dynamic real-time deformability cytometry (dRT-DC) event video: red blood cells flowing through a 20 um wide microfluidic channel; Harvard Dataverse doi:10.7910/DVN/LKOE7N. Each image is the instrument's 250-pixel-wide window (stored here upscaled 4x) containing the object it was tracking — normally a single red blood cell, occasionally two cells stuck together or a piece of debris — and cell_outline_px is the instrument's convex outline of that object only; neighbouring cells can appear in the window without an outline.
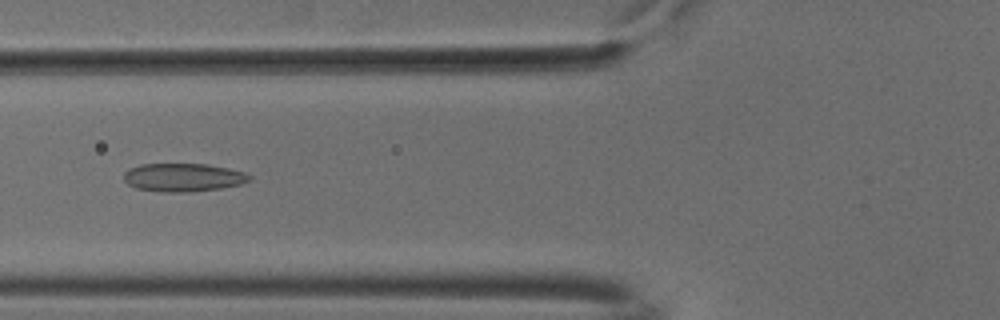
{"species": "common noctule bat (a hibernating species)", "species_latin": "Nyctalus noctula", "temperature_condition": "cold", "stored_images_in_passage": 53, "camera_frame_rate_fps": 3000, "um_per_image_px": 0.085, "animal": {"sex": "male", "body_mass_g": 18.8}, "frame": {"image": 1, "passage_image": 20, "time_ms": 6.333, "image_size_px": [1000, 320], "cell_outline_px": [[252, 180], [240, 184], [220, 188], [188, 192], [164, 192], [136, 188], [128, 184], [124, 180], [124, 172], [128, 168], [140, 164], [208, 164], [228, 168], [244, 172], [252, 176]], "centroid_in_image_um": [15.57, 15.07], "position_along_channel_um": 110.2, "area_um2": 20.75}}
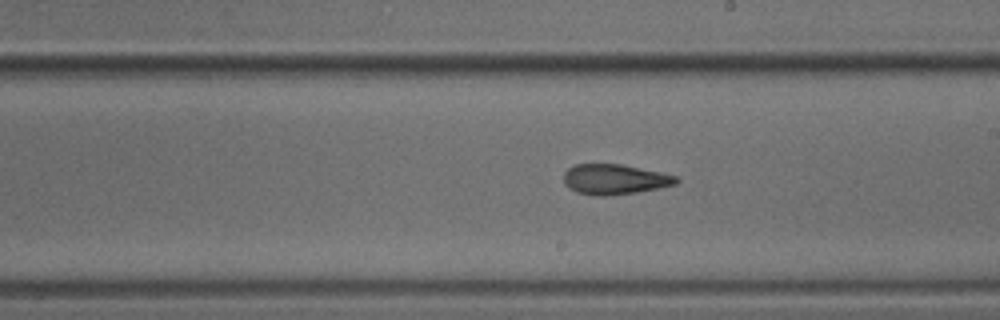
{"frame": {"image": 2, "passage_image": 30, "time_ms": 9.667, "image_size_px": [1000, 320], "cell_outline_px": [[680, 180], [676, 184], [636, 192], [608, 196], [596, 196], [576, 192], [564, 184], [564, 172], [568, 168], [576, 164], [620, 164], [660, 172], [676, 176]], "centroid_in_image_um": [52.21, 15.24], "position_along_channel_um": 236.8, "area_um2": 19.71}}
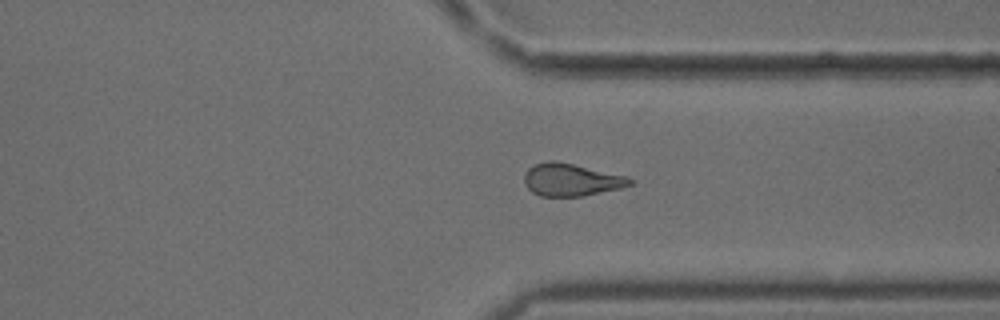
{"frame": {"image": 3, "passage_image": 40, "time_ms": 13.0, "image_size_px": [1000, 320], "cell_outline_px": [[632, 184], [620, 188], [584, 196], [540, 196], [532, 192], [528, 188], [524, 180], [524, 176], [528, 168], [536, 164], [548, 160], [556, 160], [628, 176], [632, 180]], "centroid_in_image_um": [48.55, 15.27], "position_along_channel_um": 362.8, "area_um2": 20.0}, "authors_computed_cell_mechanics": {"area_um2": 20.1144, "velocity_mm_per_s": 3.7772, "shape_relaxation_time_tau1_ms": null, "shape_relaxation_time_tau2_ms": 2.0871, "deformation_change_tau1": null, "deformation_change_tau2": 0.0875}}